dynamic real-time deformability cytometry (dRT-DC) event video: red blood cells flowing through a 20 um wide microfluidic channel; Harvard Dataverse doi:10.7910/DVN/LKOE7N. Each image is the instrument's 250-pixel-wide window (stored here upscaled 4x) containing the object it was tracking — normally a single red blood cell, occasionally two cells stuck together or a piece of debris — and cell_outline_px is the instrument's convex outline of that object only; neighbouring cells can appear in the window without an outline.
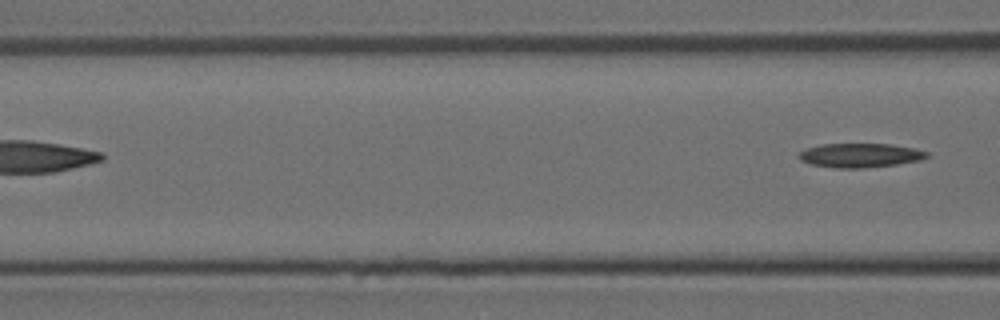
{"species": "Egyptian fruit bat (a non-hibernating species)", "species_latin": "Rousettus aegyptiacus", "temperature_condition": "room temperature", "stored_images_in_passage": 4, "camera_frame_rate_fps": 3000, "um_per_image_px": 0.085, "animal": {"sex": "female"}, "frame": {"image": 1, "passage_image": 4, "time_ms": 1.0, "image_size_px": [1000, 320], "cell_outline_px": [[928, 156], [920, 160], [896, 164], [864, 168], [836, 168], [812, 164], [800, 160], [800, 152], [808, 148], [820, 144], [892, 144], [912, 148], [928, 152]], "centroid_in_image_um": [73.12, 13.2], "position_along_channel_um": 93.5, "area_um2": 17.74}}